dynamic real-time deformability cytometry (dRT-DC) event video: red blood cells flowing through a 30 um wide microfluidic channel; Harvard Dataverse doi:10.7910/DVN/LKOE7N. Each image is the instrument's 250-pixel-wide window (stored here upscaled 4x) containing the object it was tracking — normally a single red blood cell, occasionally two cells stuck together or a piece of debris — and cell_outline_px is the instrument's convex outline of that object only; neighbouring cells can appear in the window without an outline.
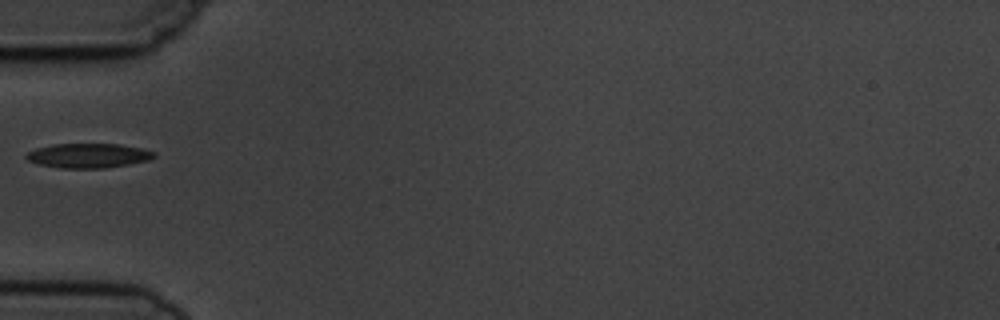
{"species": "common noctule bat (a hibernating species)", "species_latin": "Nyctalus noctula", "temperature_condition": "cold", "stored_images_in_passage": 1, "camera_frame_rate_fps": 3000, "um_per_image_px": 0.085, "animal": {"sex": "male", "body_mass_g": 19.5, "forearm_length_mm": 54.6}, "frame": {"image": 1, "passage_image": 1, "time_ms": 0.0, "image_size_px": [1000, 320], "cell_outline_px": [[156, 156], [148, 160], [128, 164], [104, 168], [60, 168], [40, 164], [28, 160], [24, 156], [28, 152], [36, 148], [52, 144], [120, 144], [144, 148], [156, 152]], "centroid_in_image_um": [7.53, 13.22], "position_along_channel_um": 77.5, "area_um2": 18.26}}